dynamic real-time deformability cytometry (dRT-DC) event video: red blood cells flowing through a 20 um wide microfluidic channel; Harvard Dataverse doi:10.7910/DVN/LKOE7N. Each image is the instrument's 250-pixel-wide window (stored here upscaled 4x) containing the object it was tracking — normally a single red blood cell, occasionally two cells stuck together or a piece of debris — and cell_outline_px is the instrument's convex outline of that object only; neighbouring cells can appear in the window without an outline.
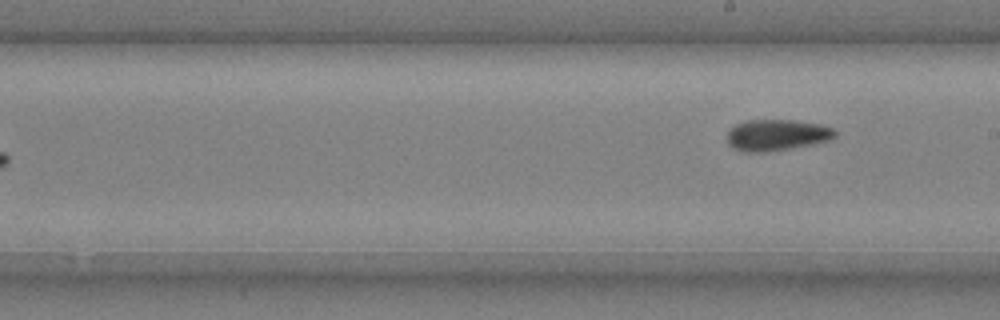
{"species": "common noctule bat (a hibernating species)", "species_latin": "Nyctalus noctula", "temperature_condition": "cold", "stored_images_in_passage": 9, "segment_of_instrument_passage": [2, 2], "camera_frame_rate_fps": 3000, "um_per_image_px": 0.085, "animal": {"sex": "male", "body_mass_g": 20.4}, "frame": {"image": 1, "passage_image": 9, "time_ms": 2.667, "image_size_px": [1000, 320], "cell_outline_px": [[836, 136], [832, 140], [768, 152], [744, 152], [728, 144], [728, 132], [736, 124], [748, 120], [796, 120], [820, 124], [836, 128]], "centroid_in_image_um": [66.08, 11.47], "position_along_channel_um": 222.9, "area_um2": 19.65}}